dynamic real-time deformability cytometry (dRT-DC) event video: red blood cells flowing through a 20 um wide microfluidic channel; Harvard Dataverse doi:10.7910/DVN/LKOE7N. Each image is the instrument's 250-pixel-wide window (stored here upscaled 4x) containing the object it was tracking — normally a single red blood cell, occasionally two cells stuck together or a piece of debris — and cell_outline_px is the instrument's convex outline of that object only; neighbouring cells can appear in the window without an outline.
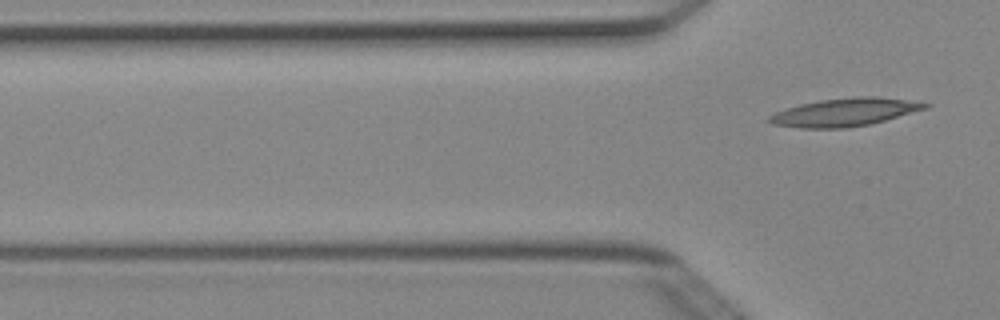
{"species": "Egyptian fruit bat (a non-hibernating species)", "species_latin": "Rousettus aegyptiacus", "temperature_condition": "cold", "stored_images_in_passage": 6, "camera_frame_rate_fps": 3000, "um_per_image_px": 0.085, "animal": {"sex": "female"}, "frame": {"image": 1, "passage_image": 6, "time_ms": 1.667, "image_size_px": [1000, 320], "cell_outline_px": [[932, 104], [928, 108], [884, 120], [868, 124], [848, 128], [800, 128], [772, 124], [764, 120], [768, 116], [776, 112], [800, 104], [820, 100], [856, 96], [872, 96], [904, 100]], "centroid_in_image_um": [71.74, 9.54], "position_along_channel_um": 54.1, "area_um2": 25.2}}